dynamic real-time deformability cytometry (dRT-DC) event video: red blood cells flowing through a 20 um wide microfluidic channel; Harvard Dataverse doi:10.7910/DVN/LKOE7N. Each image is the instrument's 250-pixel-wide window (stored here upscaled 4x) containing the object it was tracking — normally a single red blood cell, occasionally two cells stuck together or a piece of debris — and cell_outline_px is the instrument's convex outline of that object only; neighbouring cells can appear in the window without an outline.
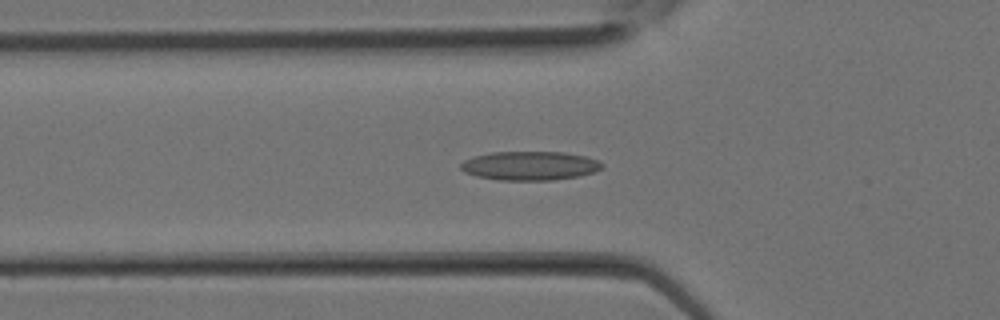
{"species": "Egyptian fruit bat (a non-hibernating species)", "species_latin": "Rousettus aegyptiacus", "temperature_condition": "room temperature", "stored_images_in_passage": 30, "segment_of_instrument_passage": [1, 2], "camera_frame_rate_fps": 3000, "um_per_image_px": 0.085, "animal": {"sex": "female"}, "frame": {"image": 1, "passage_image": 9, "time_ms": 2.667, "image_size_px": [1000, 320], "cell_outline_px": [[604, 168], [596, 172], [580, 176], [552, 180], [500, 180], [476, 176], [464, 172], [460, 168], [460, 164], [464, 160], [472, 156], [492, 152], [564, 152], [588, 156], [600, 160], [604, 164]], "centroid_in_image_um": [45.09, 14.08], "position_along_channel_um": 80.7, "area_um2": 24.22}}
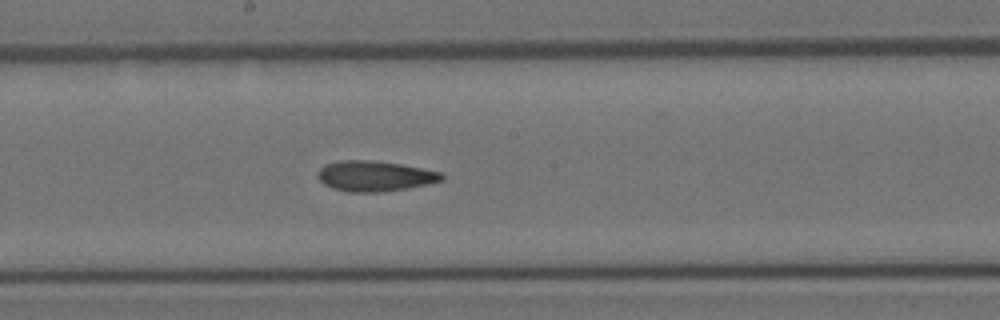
{"frame": {"image": 2, "passage_image": 15, "time_ms": 4.667, "image_size_px": [1000, 320], "cell_outline_px": [[444, 180], [428, 184], [408, 188], [380, 192], [348, 192], [332, 188], [324, 184], [316, 176], [316, 172], [324, 164], [336, 160], [372, 160], [400, 164], [444, 172]], "centroid_in_image_um": [31.84, 14.96], "position_along_channel_um": 216.4, "area_um2": 22.31}}
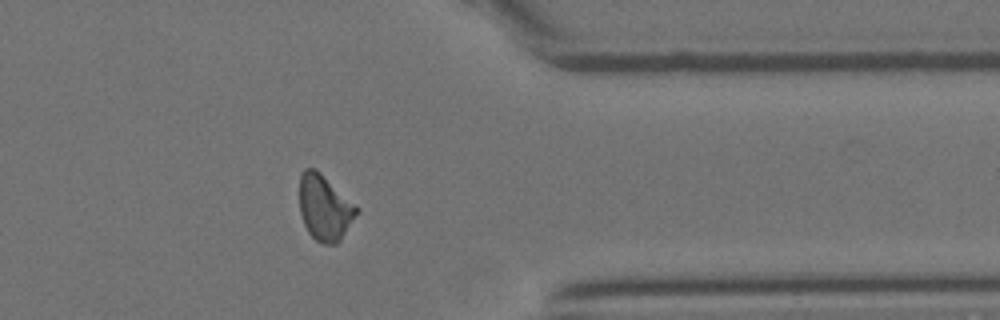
{"frame": {"image": 3, "passage_image": 23, "time_ms": 7.333, "image_size_px": [1000, 320], "cell_outline_px": [[360, 208], [340, 240], [336, 244], [324, 244], [316, 240], [308, 232], [304, 224], [300, 212], [300, 176], [304, 168], [316, 168], [356, 204]], "centroid_in_image_um": [27.59, 17.63], "position_along_channel_um": 383.8, "area_um2": 21.79}}